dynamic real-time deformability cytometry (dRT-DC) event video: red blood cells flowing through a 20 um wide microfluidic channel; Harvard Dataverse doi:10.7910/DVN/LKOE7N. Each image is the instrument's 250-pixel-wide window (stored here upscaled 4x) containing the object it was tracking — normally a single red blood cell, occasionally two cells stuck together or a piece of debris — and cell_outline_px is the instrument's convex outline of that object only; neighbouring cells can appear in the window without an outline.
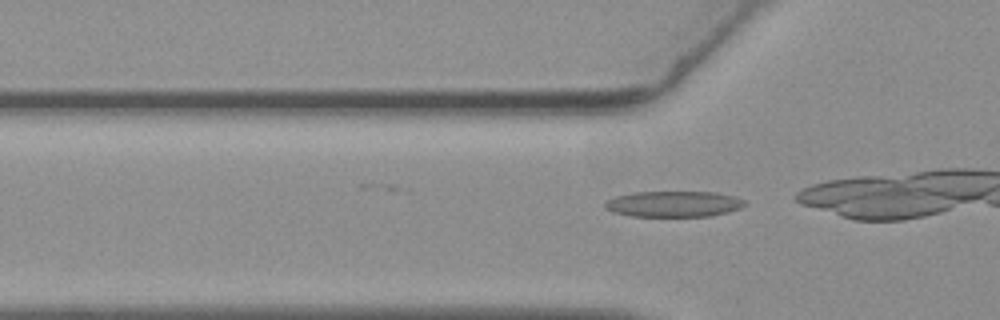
{"species": "common noctule bat (a hibernating species)", "species_latin": "Nyctalus noctula", "temperature_condition": "warm", "stored_images_in_passage": 13, "camera_frame_rate_fps": 3000, "um_per_image_px": 0.085, "animal": {"sex": "female", "body_mass_g": 19.3, "forearm_length_mm": 54.1}, "frame": {"image": 1, "passage_image": 13, "time_ms": 4.0, "image_size_px": [1000, 320], "cell_outline_px": [[748, 204], [740, 208], [728, 212], [712, 216], [632, 216], [612, 212], [604, 208], [604, 200], [616, 196], [632, 192], [716, 192], [736, 196], [744, 200]], "centroid_in_image_um": [57.26, 17.33], "position_along_channel_um": 68.5, "area_um2": 21.33}}